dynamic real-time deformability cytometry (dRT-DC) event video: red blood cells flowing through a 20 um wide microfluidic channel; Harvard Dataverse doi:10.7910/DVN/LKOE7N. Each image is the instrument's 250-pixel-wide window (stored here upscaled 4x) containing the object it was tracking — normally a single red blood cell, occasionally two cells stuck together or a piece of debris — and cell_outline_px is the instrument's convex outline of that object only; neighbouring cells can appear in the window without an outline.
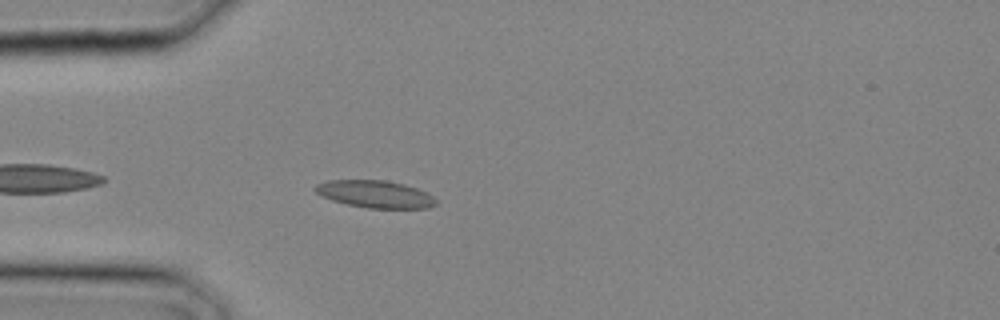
{"species": "common noctule bat (a hibernating species)", "species_latin": "Nyctalus noctula", "temperature_condition": "cold", "stored_images_in_passage": 16, "camera_frame_rate_fps": 3000, "um_per_image_px": 0.085, "animal": {"sex": "male", "body_mass_g": 20.4}, "frame": {"image": 1, "passage_image": 8, "time_ms": 2.333, "image_size_px": [1000, 320], "cell_outline_px": [[436, 204], [428, 208], [368, 208], [348, 204], [332, 200], [316, 192], [312, 188], [316, 184], [328, 180], [384, 180], [404, 184], [416, 188], [432, 196], [436, 200]], "centroid_in_image_um": [31.87, 16.49], "position_along_channel_um": 53.1, "area_um2": 19.02}}
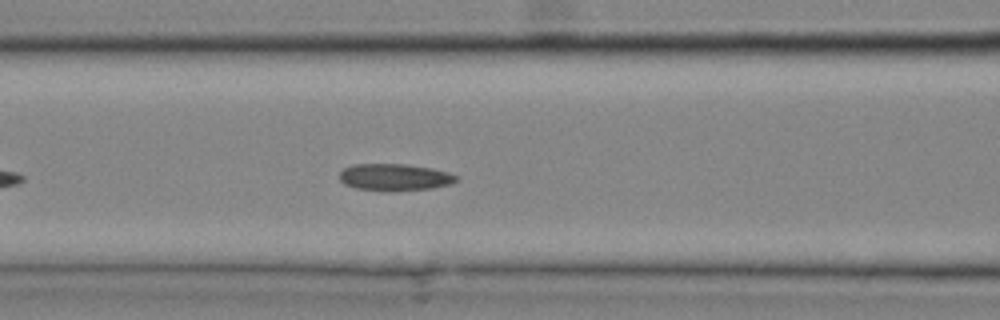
{"frame": {"image": 2, "passage_image": 12, "time_ms": 3.667, "image_size_px": [1000, 320], "cell_outline_px": [[456, 180], [448, 184], [432, 188], [356, 188], [344, 184], [340, 180], [340, 172], [344, 168], [352, 164], [404, 164], [432, 168], [448, 172], [456, 176]], "centroid_in_image_um": [33.5, 15.0], "position_along_channel_um": 133.1, "area_um2": 17.22}}
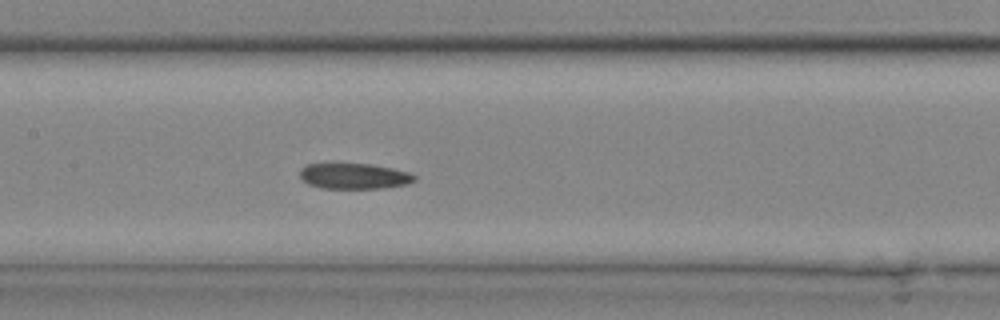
{"frame": {"image": 3, "passage_image": 14, "time_ms": 4.333, "image_size_px": [1000, 320], "cell_outline_px": [[416, 180], [408, 184], [380, 188], [320, 188], [308, 184], [300, 176], [300, 168], [304, 164], [332, 160], [336, 160], [372, 164], [392, 168], [408, 172], [416, 176]], "centroid_in_image_um": [30.01, 14.9], "position_along_channel_um": 177.4, "area_um2": 18.15}}